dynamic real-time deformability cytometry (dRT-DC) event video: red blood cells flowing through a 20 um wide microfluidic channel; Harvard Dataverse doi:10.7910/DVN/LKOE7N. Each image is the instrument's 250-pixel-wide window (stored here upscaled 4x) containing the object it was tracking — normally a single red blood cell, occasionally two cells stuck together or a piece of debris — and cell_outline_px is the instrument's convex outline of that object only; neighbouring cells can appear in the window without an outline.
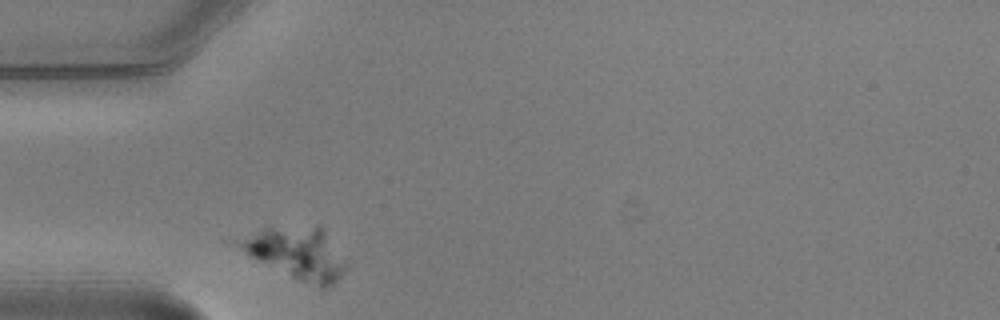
{"species": "common noctule bat (a hibernating species)", "species_latin": "Nyctalus noctula", "temperature_condition": "warm", "stored_images_in_passage": 7, "camera_frame_rate_fps": 3000, "um_per_image_px": 0.085, "animal": {"sex": "male", "body_mass_g": 20.5, "forearm_length_mm": 52.5}, "frame": {"image": 1, "passage_image": 5, "time_ms": 1.333, "image_size_px": [1000, 320], "cell_outline_px": [[344, 268], [340, 276], [332, 284], [324, 288], [320, 288], [300, 280], [252, 256], [224, 240], [260, 228], [320, 228], [324, 232], [344, 264]], "centroid_in_image_um": [25.02, 21.5], "position_along_channel_um": 60.0, "area_um2": 30.87}}
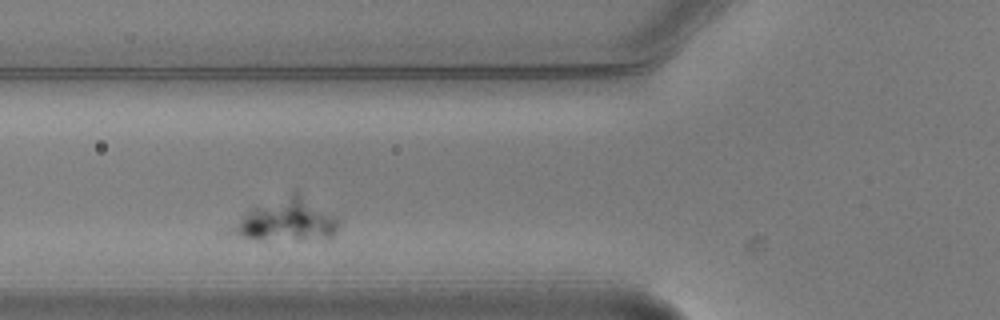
{"frame": {"image": 2, "passage_image": 6, "time_ms": 1.667, "image_size_px": [1000, 320], "cell_outline_px": [[340, 220], [336, 232], [328, 240], [296, 240], [240, 236], [228, 232], [228, 228], [252, 208], [296, 188], [332, 212]], "centroid_in_image_um": [24.48, 18.65], "position_along_channel_um": 101.3, "area_um2": 26.99}}
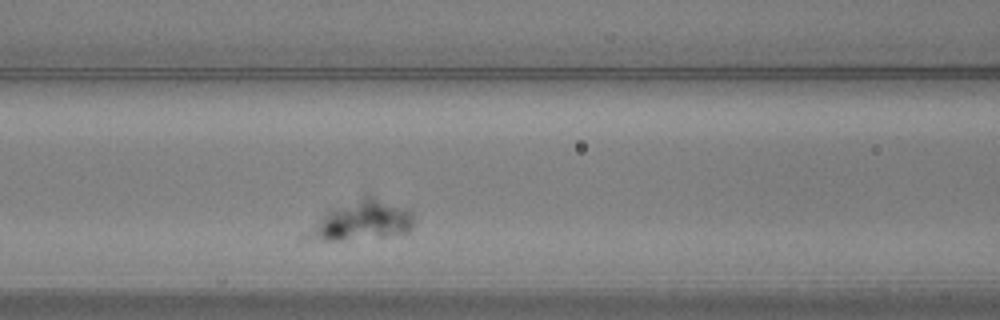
{"frame": {"image": 3, "passage_image": 7, "time_ms": 2.0, "image_size_px": [1000, 320], "cell_outline_px": [[416, 216], [412, 228], [404, 236], [340, 240], [324, 240], [300, 236], [332, 208], [364, 196], [372, 196], [404, 208], [412, 212]], "centroid_in_image_um": [30.83, 18.79], "position_along_channel_um": 135.8, "area_um2": 24.51}}